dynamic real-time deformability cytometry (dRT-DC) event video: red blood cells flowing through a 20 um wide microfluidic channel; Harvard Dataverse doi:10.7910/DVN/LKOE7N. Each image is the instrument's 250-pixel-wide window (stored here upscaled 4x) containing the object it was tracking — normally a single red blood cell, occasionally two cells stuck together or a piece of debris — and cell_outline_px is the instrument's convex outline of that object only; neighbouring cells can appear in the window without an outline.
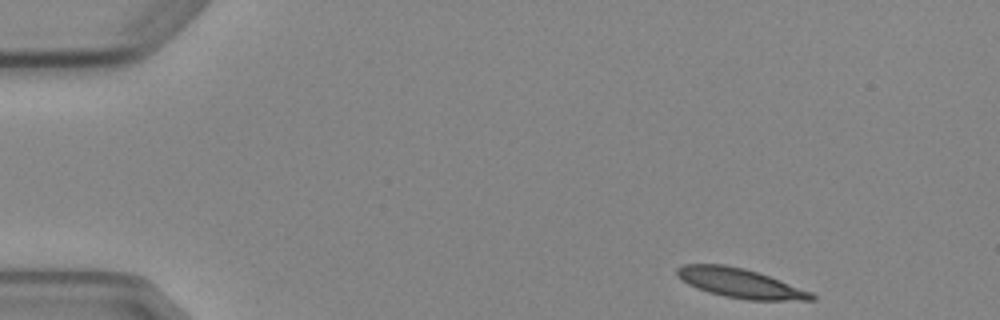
{"species": "Egyptian fruit bat (a non-hibernating species)", "species_latin": "Rousettus aegyptiacus", "temperature_condition": "cold", "stored_images_in_passage": 5, "camera_frame_rate_fps": 3000, "um_per_image_px": 0.085, "animal": {"sex": "female"}, "frame": {"image": 1, "passage_image": 1, "time_ms": 0.0, "image_size_px": [1000, 320], "cell_outline_px": [[816, 300], [748, 300], [724, 296], [708, 292], [696, 288], [688, 284], [676, 272], [676, 268], [684, 264], [724, 264], [744, 268], [768, 276], [812, 292], [816, 296]], "centroid_in_image_um": [62.92, 24.07], "position_along_channel_um": 22.1, "area_um2": 22.77}}
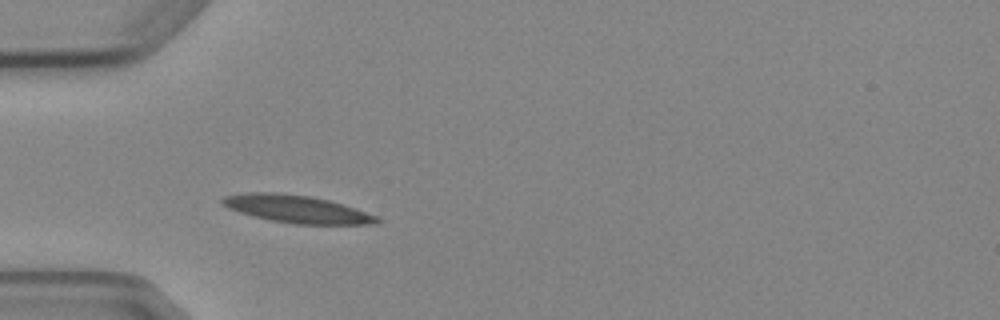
{"frame": {"image": 2, "passage_image": 4, "time_ms": 3.333, "image_size_px": [1000, 320], "cell_outline_px": [[384, 220], [380, 224], [296, 224], [272, 220], [252, 216], [228, 208], [220, 204], [220, 200], [224, 196], [244, 192], [276, 192], [312, 196], [344, 204], [356, 208], [376, 216]], "centroid_in_image_um": [25.23, 17.76], "position_along_channel_um": 59.8, "area_um2": 25.09}}
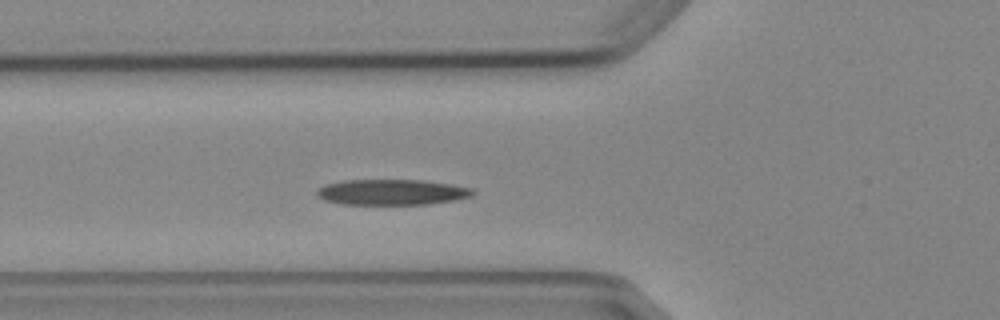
{"frame": {"image": 3, "passage_image": 5, "time_ms": 4.333, "image_size_px": [1000, 320], "cell_outline_px": [[476, 192], [472, 196], [456, 200], [428, 204], [344, 204], [324, 200], [316, 196], [316, 192], [324, 184], [344, 180], [424, 180], [452, 184], [472, 188]], "centroid_in_image_um": [33.33, 16.33], "position_along_channel_um": 92.5, "area_um2": 23.41}}